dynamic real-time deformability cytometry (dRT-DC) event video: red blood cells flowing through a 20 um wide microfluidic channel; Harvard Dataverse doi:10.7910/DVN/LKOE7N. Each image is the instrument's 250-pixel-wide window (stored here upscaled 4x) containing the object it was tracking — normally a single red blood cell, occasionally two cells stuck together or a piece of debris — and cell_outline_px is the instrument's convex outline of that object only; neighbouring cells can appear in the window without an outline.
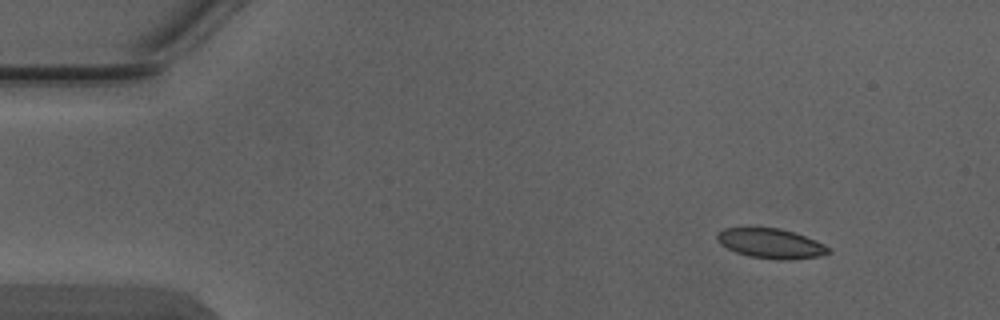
{"species": "Egyptian fruit bat (a non-hibernating species)", "species_latin": "Rousettus aegyptiacus", "temperature_condition": "warm", "stored_images_in_passage": 5, "camera_frame_rate_fps": 3000, "um_per_image_px": 0.085, "animal": {"sex": "male"}, "frame": {"image": 1, "passage_image": 1, "time_ms": 0.0, "image_size_px": [1000, 320], "cell_outline_px": [[832, 252], [820, 256], [788, 260], [784, 260], [752, 256], [736, 252], [720, 244], [716, 240], [716, 232], [724, 228], [780, 228], [816, 240], [824, 244]], "centroid_in_image_um": [65.51, 20.69], "position_along_channel_um": 19.5, "area_um2": 19.13}}
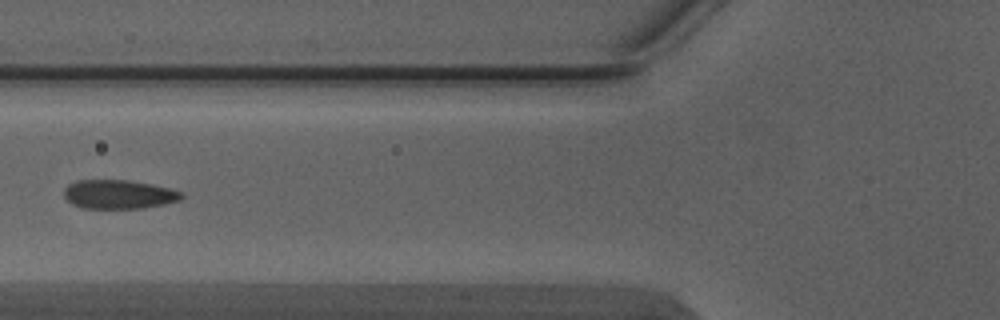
{"frame": {"image": 2, "passage_image": 4, "time_ms": 1.0, "image_size_px": [1000, 320], "cell_outline_px": [[184, 196], [180, 200], [164, 204], [144, 208], [84, 208], [72, 204], [64, 196], [64, 188], [68, 184], [76, 180], [128, 180], [152, 184], [184, 192]], "centroid_in_image_um": [10.1, 16.51], "position_along_channel_um": 115.7, "area_um2": 19.88}}
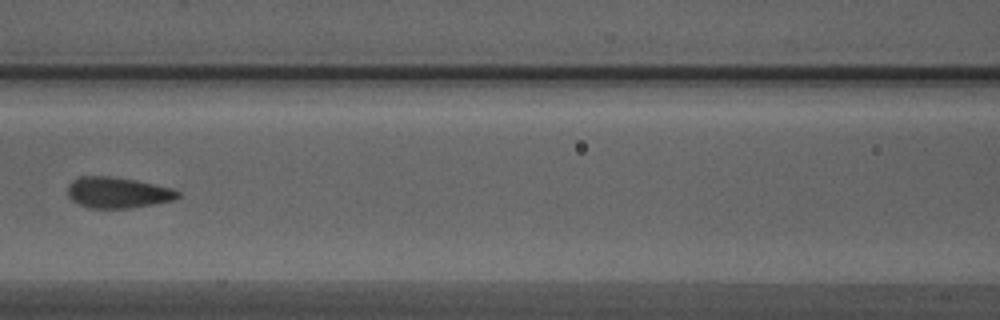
{"frame": {"image": 3, "passage_image": 5, "time_ms": 1.333, "image_size_px": [1000, 320], "cell_outline_px": [[180, 196], [172, 200], [132, 208], [88, 208], [72, 200], [68, 196], [68, 184], [72, 180], [80, 176], [108, 176], [136, 180], [172, 188], [180, 192]], "centroid_in_image_um": [9.98, 16.36], "position_along_channel_um": 156.6, "area_um2": 19.83}}